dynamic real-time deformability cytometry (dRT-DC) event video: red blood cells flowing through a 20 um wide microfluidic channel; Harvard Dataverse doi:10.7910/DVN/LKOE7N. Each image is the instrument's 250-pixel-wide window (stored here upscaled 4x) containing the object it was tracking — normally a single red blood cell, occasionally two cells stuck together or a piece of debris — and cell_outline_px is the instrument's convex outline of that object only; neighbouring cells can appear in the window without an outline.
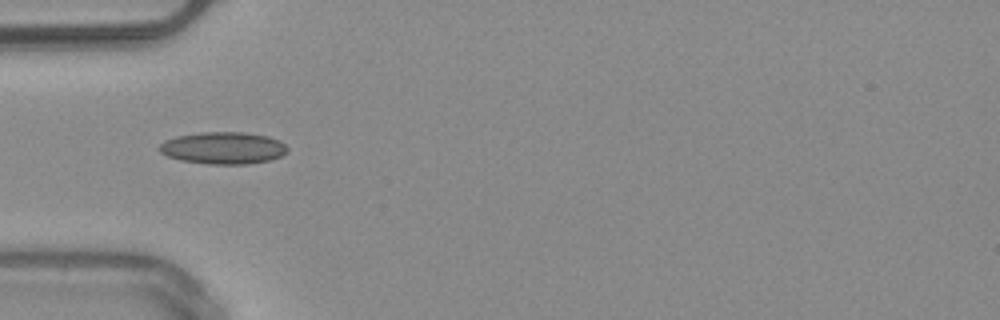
{"species": "common noctule bat (a hibernating species)", "species_latin": "Nyctalus noctula", "temperature_condition": "warm", "stored_images_in_passage": 41, "camera_frame_rate_fps": 3000, "um_per_image_px": 0.085, "animal": {"sex": "male", "body_mass_g": 20.4}, "frame": {"image": 1, "passage_image": 7, "time_ms": 2.0, "image_size_px": [1000, 320], "cell_outline_px": [[288, 152], [272, 160], [248, 164], [208, 164], [180, 160], [168, 156], [160, 152], [156, 148], [164, 140], [176, 136], [200, 132], [244, 132], [268, 136], [280, 140], [288, 148]], "centroid_in_image_um": [18.97, 12.58], "position_along_channel_um": 66.0, "area_um2": 24.22}, "authors_computed_cell_mechanics": {"area_um2": 21.2126, "velocity_mm_per_s": 4.0387, "shape_relaxation_time_tau1_ms": null, "shape_relaxation_time_tau2_ms": 3.0851, "deformation_change_tau1": null, "deformation_change_tau2": 0.1003}}